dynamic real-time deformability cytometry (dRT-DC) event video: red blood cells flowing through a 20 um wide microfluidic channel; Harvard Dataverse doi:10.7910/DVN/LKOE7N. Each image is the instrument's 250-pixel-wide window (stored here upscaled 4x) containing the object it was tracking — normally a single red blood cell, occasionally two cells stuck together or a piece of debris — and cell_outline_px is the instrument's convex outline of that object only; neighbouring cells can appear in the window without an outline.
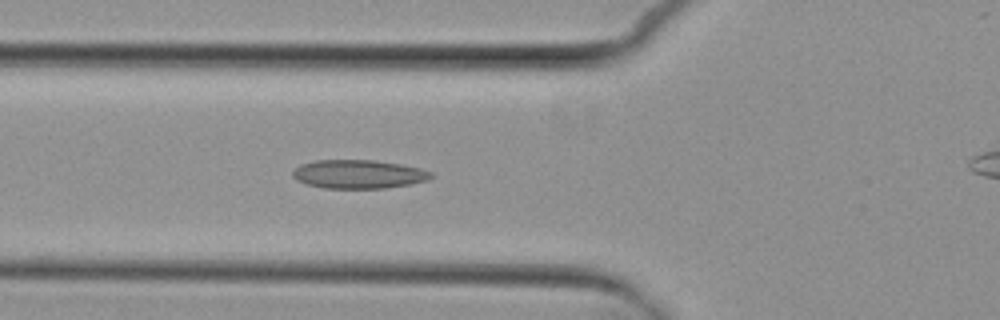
{"species": "common noctule bat (a hibernating species)", "species_latin": "Nyctalus noctula", "temperature_condition": "cold", "stored_images_in_passage": 7, "camera_frame_rate_fps": 3000, "um_per_image_px": 0.085, "animal": {"sex": "female", "body_mass_g": 29.2, "forearm_length_mm": 56.3}, "frame": {"image": 1, "passage_image": 6, "time_ms": 6.667, "image_size_px": [1000, 320], "cell_outline_px": [[436, 176], [428, 180], [412, 184], [384, 188], [324, 188], [304, 184], [296, 180], [292, 176], [292, 172], [300, 164], [316, 160], [372, 160], [400, 164], [420, 168], [432, 172]], "centroid_in_image_um": [30.48, 14.81], "position_along_channel_um": 95.3, "area_um2": 23.29}}